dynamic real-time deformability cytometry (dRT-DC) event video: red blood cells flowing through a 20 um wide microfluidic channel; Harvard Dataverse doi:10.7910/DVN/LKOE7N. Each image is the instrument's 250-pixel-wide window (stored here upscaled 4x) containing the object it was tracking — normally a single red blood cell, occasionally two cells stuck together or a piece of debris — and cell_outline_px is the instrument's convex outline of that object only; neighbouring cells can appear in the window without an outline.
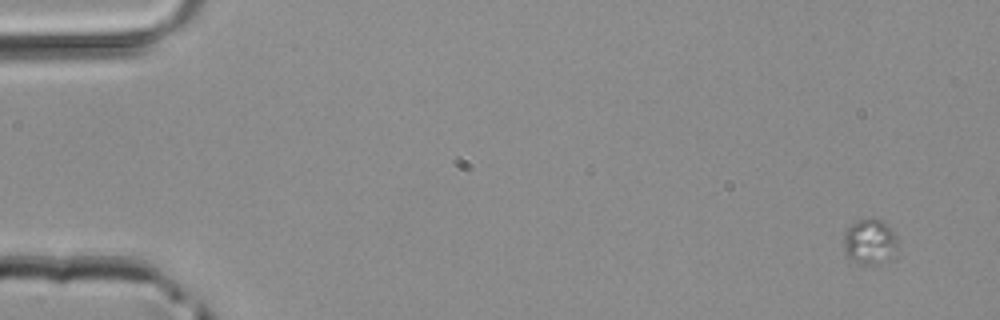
{"species": "common noctule bat (a hibernating species)", "species_latin": "Nyctalus noctula", "temperature_condition": "room temperature", "stored_images_in_passage": 4, "camera_frame_rate_fps": 3000, "um_per_image_px": 0.085, "animal": {"sex": "male", "body_mass_g": 20.4}, "frame": {"image": 1, "passage_image": 1, "time_ms": 0.0, "image_size_px": [1000, 320], "cell_outline_px": [[896, 244], [888, 256], [884, 260], [872, 264], [868, 264], [852, 260], [844, 252], [844, 232], [852, 224], [860, 220], [884, 220], [896, 236]], "centroid_in_image_um": [73.87, 20.51], "position_along_channel_um": 11.1, "area_um2": 13.41}}